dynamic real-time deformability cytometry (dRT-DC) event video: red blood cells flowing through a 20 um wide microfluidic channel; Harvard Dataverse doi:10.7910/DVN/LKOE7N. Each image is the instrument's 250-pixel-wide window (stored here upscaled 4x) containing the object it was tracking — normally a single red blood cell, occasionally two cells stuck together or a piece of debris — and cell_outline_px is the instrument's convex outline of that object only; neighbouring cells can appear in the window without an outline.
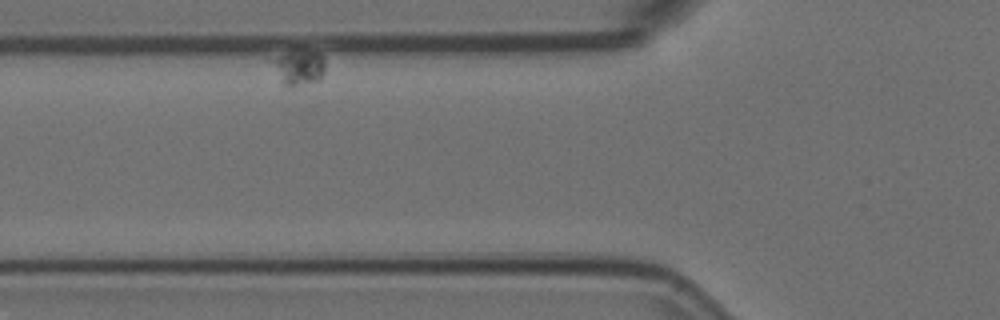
{"species": "Egyptian fruit bat (a non-hibernating species)", "species_latin": "Rousettus aegyptiacus", "temperature_condition": "room temperature", "stored_images_in_passage": 9, "segment_of_instrument_passage": [1, 2], "camera_frame_rate_fps": 3000, "um_per_image_px": 0.085, "animal": {"sex": "female"}, "frame": {"image": 1, "passage_image": 2, "time_ms": 0.333, "image_size_px": [1000, 320], "cell_outline_px": [[324, 72], [320, 80], [296, 84], [284, 84], [272, 60], [276, 56], [288, 52], [320, 52], [324, 56]], "centroid_in_image_um": [25.49, 5.69], "position_along_channel_um": 100.3, "area_um2": 10.0}}
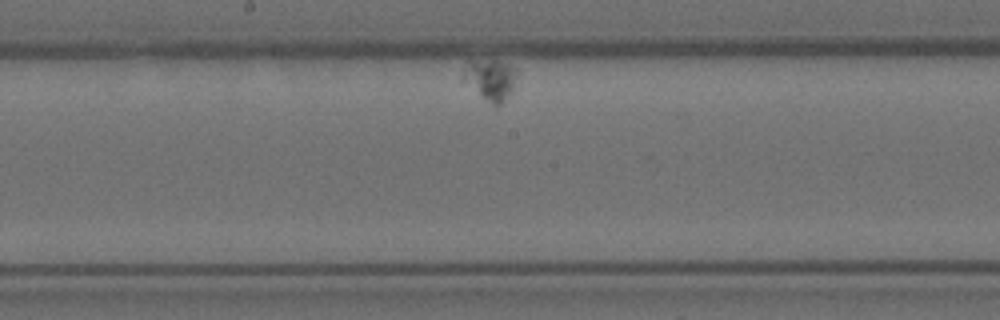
{"frame": {"image": 2, "passage_image": 6, "time_ms": 1.667, "image_size_px": [1000, 320], "cell_outline_px": [[516, 76], [512, 92], [500, 104], [492, 104], [460, 80], [460, 76], [468, 60], [496, 60], [508, 64], [516, 68]], "centroid_in_image_um": [41.63, 6.73], "position_along_channel_um": 206.6, "area_um2": 12.95}}
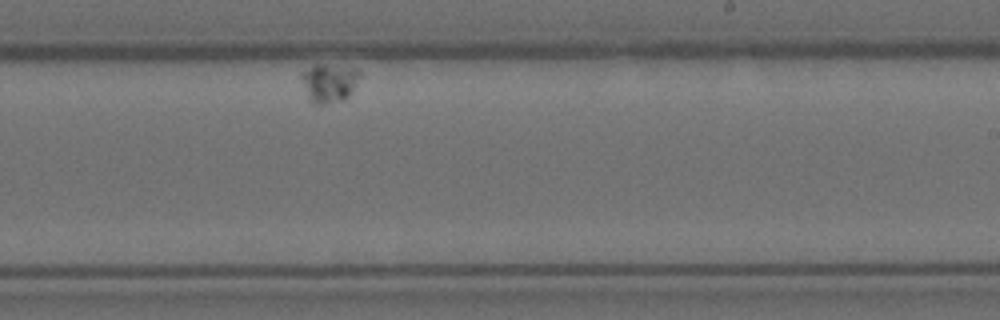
{"frame": {"image": 3, "passage_image": 8, "time_ms": 2.333, "image_size_px": [1000, 320], "cell_outline_px": [[360, 76], [348, 96], [344, 100], [324, 104], [312, 104], [308, 100], [300, 76], [300, 72], [316, 64], [324, 64], [356, 68], [360, 72]], "centroid_in_image_um": [27.93, 7.04], "position_along_channel_um": 261.1, "area_um2": 13.24}}